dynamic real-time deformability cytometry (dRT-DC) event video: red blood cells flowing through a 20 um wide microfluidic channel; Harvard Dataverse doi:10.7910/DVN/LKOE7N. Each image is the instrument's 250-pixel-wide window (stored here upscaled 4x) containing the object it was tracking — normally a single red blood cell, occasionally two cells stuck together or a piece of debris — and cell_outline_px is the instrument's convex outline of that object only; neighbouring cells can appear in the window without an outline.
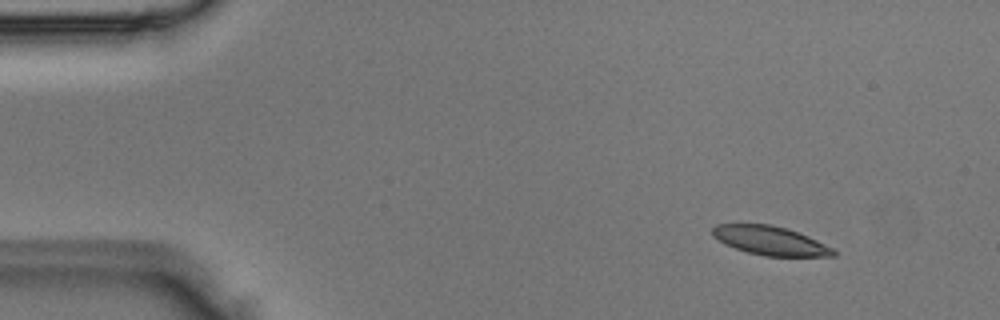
{"species": "Egyptian fruit bat (a non-hibernating species)", "species_latin": "Rousettus aegyptiacus", "temperature_condition": "room temperature", "stored_images_in_passage": 5, "camera_frame_rate_fps": 3000, "um_per_image_px": 0.085, "animal": {"sex": "male"}, "frame": {"image": 1, "passage_image": 2, "time_ms": 0.333, "image_size_px": [1000, 320], "cell_outline_px": [[836, 256], [764, 256], [748, 252], [724, 244], [712, 236], [712, 228], [716, 224], [772, 224], [808, 236], [832, 248], [836, 252]], "centroid_in_image_um": [65.43, 20.45], "position_along_channel_um": 19.6, "area_um2": 20.17}}